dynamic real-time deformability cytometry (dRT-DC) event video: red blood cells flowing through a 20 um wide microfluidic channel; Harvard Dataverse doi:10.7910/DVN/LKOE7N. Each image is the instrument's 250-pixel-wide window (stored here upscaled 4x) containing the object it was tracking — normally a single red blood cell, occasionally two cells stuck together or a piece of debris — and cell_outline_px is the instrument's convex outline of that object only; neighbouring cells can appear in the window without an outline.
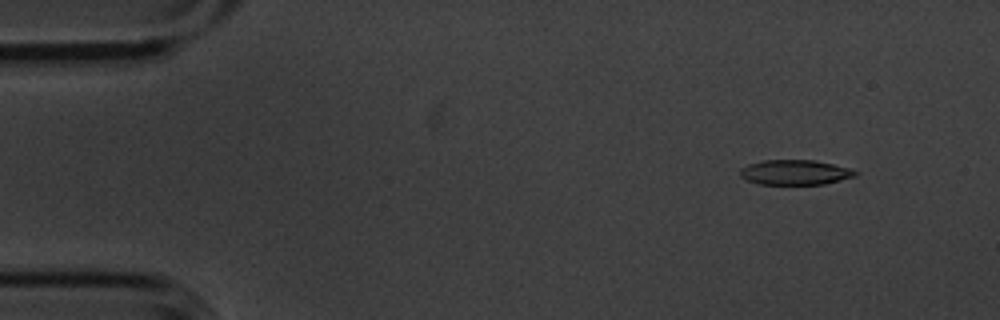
{"species": "common noctule bat (a hibernating species)", "species_latin": "Nyctalus noctula", "temperature_condition": "cold", "stored_images_in_passage": 5, "camera_frame_rate_fps": 3000, "um_per_image_px": 0.085, "animal": {"sex": "male", "body_mass_g": 20.1, "forearm_length_mm": 53.5}, "frame": {"image": 1, "passage_image": 1, "time_ms": 0.0, "image_size_px": [1000, 320], "cell_outline_px": [[860, 172], [856, 176], [824, 184], [756, 184], [740, 176], [740, 168], [748, 164], [764, 160], [816, 160], [848, 168]], "centroid_in_image_um": [67.57, 14.65], "position_along_channel_um": 17.4, "area_um2": 16.76}}
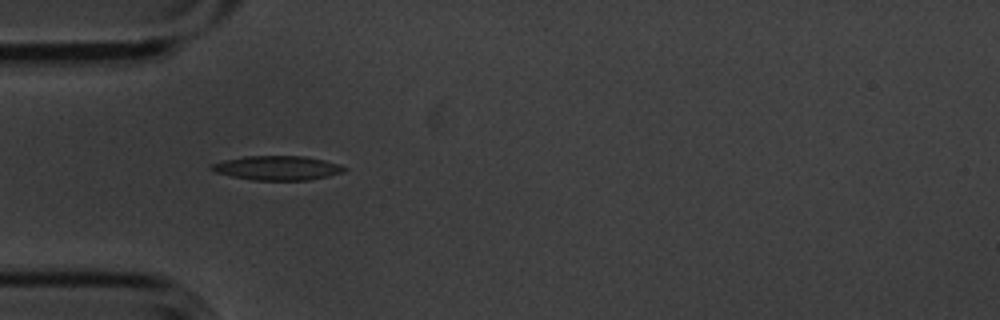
{"frame": {"image": 2, "passage_image": 4, "time_ms": 1.0, "image_size_px": [1000, 320], "cell_outline_px": [[348, 168], [344, 172], [328, 176], [308, 180], [252, 180], [232, 176], [216, 172], [208, 168], [212, 164], [224, 160], [244, 156], [304, 156], [324, 160], [340, 164]], "centroid_in_image_um": [23.59, 14.27], "position_along_channel_um": 61.4, "area_um2": 18.79}}
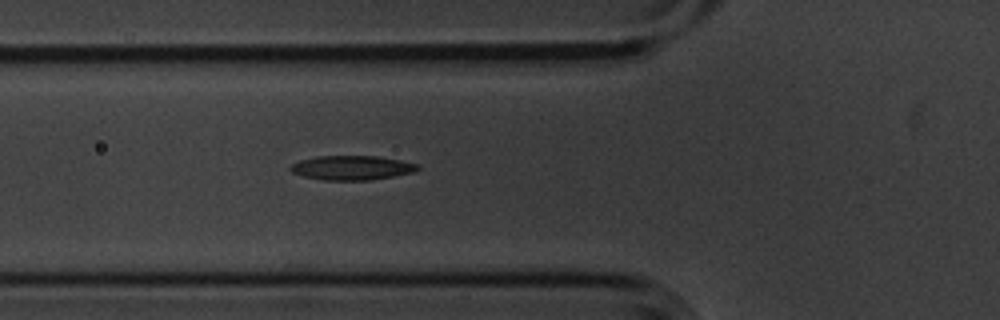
{"frame": {"image": 3, "passage_image": 5, "time_ms": 1.333, "image_size_px": [1000, 320], "cell_outline_px": [[420, 168], [416, 172], [368, 180], [324, 180], [304, 176], [292, 172], [288, 168], [292, 164], [300, 160], [316, 156], [376, 156], [400, 160], [420, 164]], "centroid_in_image_um": [29.93, 14.25], "position_along_channel_um": 95.9, "area_um2": 18.03}}